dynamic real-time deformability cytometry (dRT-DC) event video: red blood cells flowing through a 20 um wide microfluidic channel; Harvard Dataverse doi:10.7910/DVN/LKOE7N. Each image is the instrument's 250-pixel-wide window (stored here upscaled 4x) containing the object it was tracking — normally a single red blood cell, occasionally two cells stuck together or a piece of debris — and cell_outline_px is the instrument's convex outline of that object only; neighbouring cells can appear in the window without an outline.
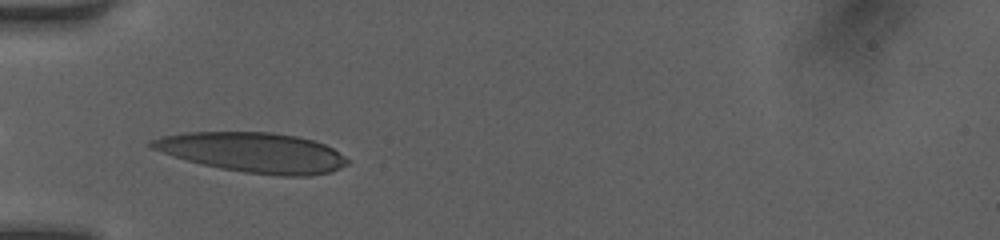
{"species": "human", "species_latin": "Homo sapiens", "temperature_condition": "room temperature", "stored_images_in_passage": 27, "camera_frame_rate_fps": 3000, "um_per_image_px": 0.085, "donor": {"sex": "female"}, "frame": {"image": 1, "passage_image": 1, "time_ms": 0.0, "image_size_px": [1000, 240], "cell_outline_px": [[348, 164], [332, 172], [308, 176], [280, 176], [244, 172], [220, 168], [184, 160], [172, 156], [152, 148], [148, 144], [148, 140], [160, 136], [184, 132], [268, 132], [296, 136], [312, 140], [324, 144], [332, 148], [344, 156], [348, 160]], "centroid_in_image_um": [21.47, 12.96], "position_along_channel_um": 63.5, "area_um2": 45.6}}
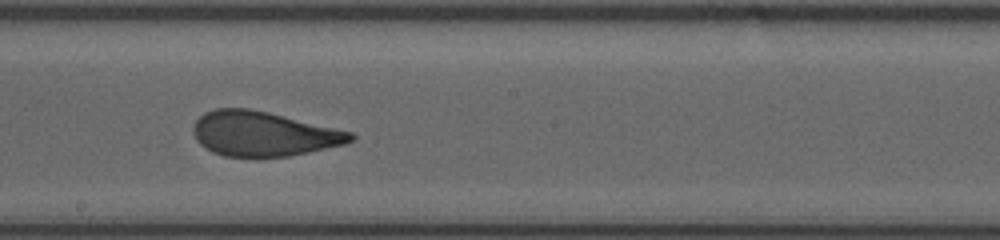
{"frame": {"image": 2, "passage_image": 13, "time_ms": 4.0, "image_size_px": [1000, 240], "cell_outline_px": [[356, 136], [352, 140], [344, 144], [308, 152], [288, 156], [260, 160], [256, 160], [224, 156], [212, 152], [200, 144], [196, 140], [192, 132], [192, 128], [196, 120], [204, 112], [216, 108], [248, 108], [268, 112], [352, 132]], "centroid_in_image_um": [22.33, 11.41], "position_along_channel_um": 225.9, "area_um2": 41.67}}
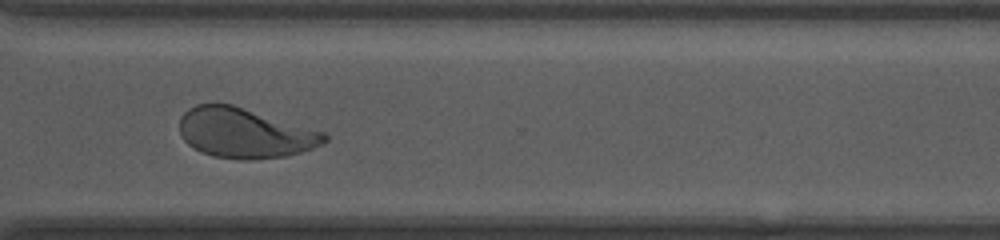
{"frame": {"image": 3, "passage_image": 22, "time_ms": 7.0, "image_size_px": [1000, 240], "cell_outline_px": [[328, 140], [324, 144], [288, 156], [248, 160], [244, 160], [212, 156], [200, 152], [188, 144], [184, 140], [180, 132], [180, 116], [188, 108], [196, 104], [232, 104], [324, 132], [328, 136]], "centroid_in_image_um": [20.8, 11.31], "position_along_channel_um": 349.8, "area_um2": 42.19}, "authors_computed_cell_mechanics": {"area_um2": 41.7894, "velocity_mm_per_s": 4.1542, "shape_relaxation_time_tau1_ms": 5.6571, "shape_relaxation_time_tau2_ms": 0.8083, "deformation_change_tau1": 0.2281, "deformation_change_tau2": 0.0897}}